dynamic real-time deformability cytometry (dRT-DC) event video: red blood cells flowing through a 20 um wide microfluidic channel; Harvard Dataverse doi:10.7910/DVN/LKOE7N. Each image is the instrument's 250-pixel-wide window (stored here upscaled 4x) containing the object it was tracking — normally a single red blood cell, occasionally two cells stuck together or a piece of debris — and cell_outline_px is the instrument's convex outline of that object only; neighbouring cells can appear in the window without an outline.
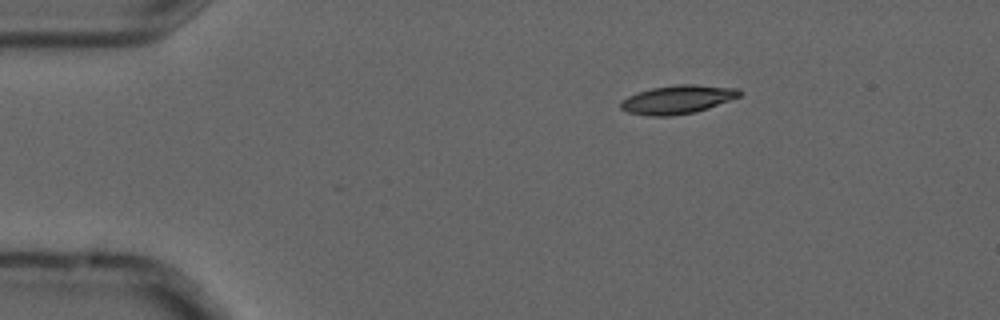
{"species": "common noctule bat (a hibernating species)", "species_latin": "Nyctalus noctula", "temperature_condition": "cold", "stored_images_in_passage": 4, "camera_frame_rate_fps": 3000, "um_per_image_px": 0.085, "animal": {"sex": "male", "forearm_length_mm": 52.5}, "frame": {"image": 1, "passage_image": 1, "time_ms": 0.0, "image_size_px": [1000, 320], "cell_outline_px": [[744, 92], [740, 96], [708, 108], [696, 112], [672, 116], [648, 116], [628, 112], [620, 108], [620, 100], [628, 96], [652, 88], [676, 84], [696, 84], [740, 88]], "centroid_in_image_um": [57.62, 8.45], "position_along_channel_um": 27.4, "area_um2": 19.94}}
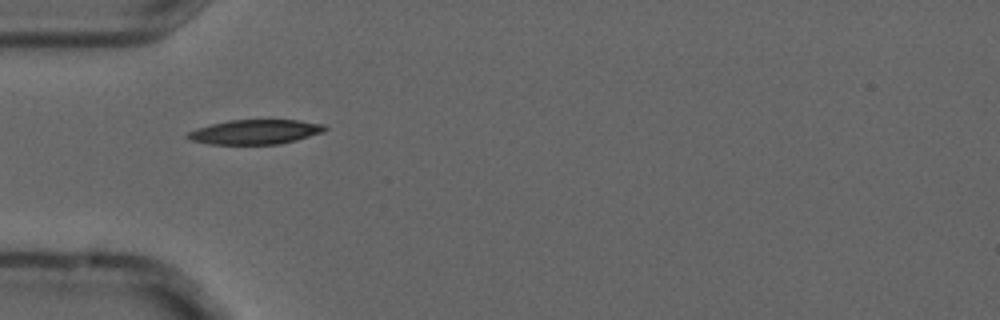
{"frame": {"image": 2, "passage_image": 3, "time_ms": 0.667, "image_size_px": [1000, 320], "cell_outline_px": [[328, 128], [324, 132], [296, 140], [280, 144], [208, 144], [188, 140], [184, 136], [188, 132], [196, 128], [228, 120], [300, 120], [324, 124]], "centroid_in_image_um": [21.68, 11.21], "position_along_channel_um": 63.3, "area_um2": 19.83}}
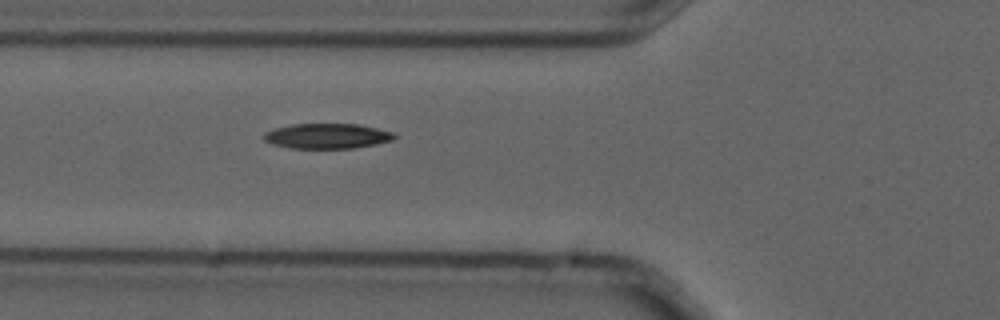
{"frame": {"image": 3, "passage_image": 4, "time_ms": 1.0, "image_size_px": [1000, 320], "cell_outline_px": [[396, 136], [392, 140], [376, 144], [352, 148], [292, 148], [272, 144], [264, 140], [264, 132], [276, 128], [292, 124], [356, 124], [376, 128], [392, 132]], "centroid_in_image_um": [27.79, 11.56], "position_along_channel_um": 98.0, "area_um2": 18.9}}